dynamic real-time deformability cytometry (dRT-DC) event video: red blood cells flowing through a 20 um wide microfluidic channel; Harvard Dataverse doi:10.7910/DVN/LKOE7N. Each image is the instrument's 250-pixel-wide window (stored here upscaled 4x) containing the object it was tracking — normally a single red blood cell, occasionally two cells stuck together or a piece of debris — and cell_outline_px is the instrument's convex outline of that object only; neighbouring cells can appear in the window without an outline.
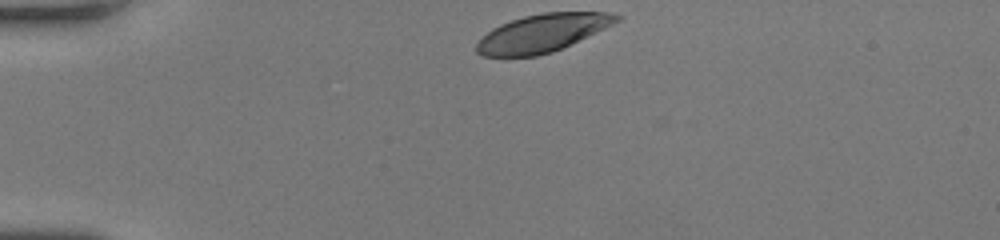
{"species": "human", "species_latin": "Homo sapiens", "temperature_condition": "room temperature", "stored_images_in_passage": 31, "camera_frame_rate_fps": 3000, "um_per_image_px": 0.085, "donor": {"sex": "female"}, "frame": {"image": 1, "passage_image": 1, "time_ms": 0.0, "image_size_px": [1000, 240], "cell_outline_px": [[620, 20], [552, 52], [536, 56], [484, 56], [476, 52], [476, 44], [492, 28], [500, 24], [524, 16], [544, 12], [608, 12], [620, 16]], "centroid_in_image_um": [46.06, 2.8], "position_along_channel_um": 38.9, "area_um2": 30.17}}
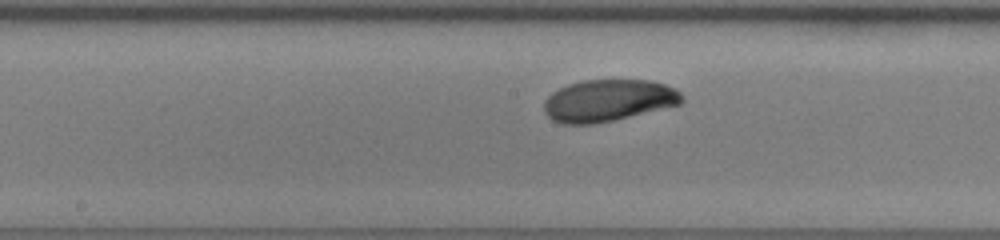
{"frame": {"image": 2, "passage_image": 16, "time_ms": 5.0, "image_size_px": [1000, 240], "cell_outline_px": [[684, 100], [680, 104], [596, 124], [560, 124], [552, 120], [544, 112], [544, 100], [552, 92], [568, 84], [584, 80], [648, 80], [664, 84], [676, 88], [684, 96]], "centroid_in_image_um": [51.69, 8.54], "position_along_channel_um": 196.5, "area_um2": 33.7}}
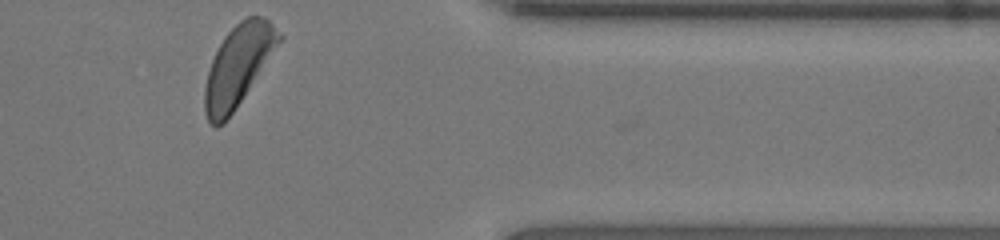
{"frame": {"image": 3, "passage_image": 31, "time_ms": 10.0, "image_size_px": [1000, 240], "cell_outline_px": [[284, 36], [224, 124], [216, 128], [208, 124], [204, 112], [204, 88], [208, 72], [212, 60], [224, 36], [240, 20], [248, 16], [264, 16]], "centroid_in_image_um": [20.21, 5.6], "position_along_channel_um": 391.2, "area_um2": 34.39}, "authors_computed_cell_mechanics": {"area_um2": 34.2176, "velocity_mm_per_s": 4.1913, "shape_relaxation_time_tau1_ms": 2.8609, "shape_relaxation_time_tau2_ms": null, "deformation_change_tau1": 0.1389, "deformation_change_tau2": null}}